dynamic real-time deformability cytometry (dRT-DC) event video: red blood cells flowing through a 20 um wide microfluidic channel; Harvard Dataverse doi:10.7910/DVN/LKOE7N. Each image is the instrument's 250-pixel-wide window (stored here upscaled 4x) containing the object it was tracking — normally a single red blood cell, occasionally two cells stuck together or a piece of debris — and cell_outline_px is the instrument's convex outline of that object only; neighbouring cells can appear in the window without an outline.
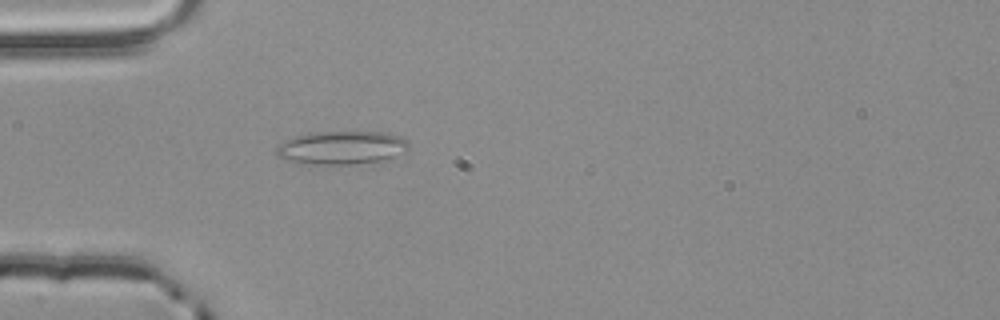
{"species": "common noctule bat (a hibernating species)", "species_latin": "Nyctalus noctula", "temperature_condition": "room temperature", "stored_images_in_passage": 38, "camera_frame_rate_fps": 3000, "um_per_image_px": 0.085, "animal": {"sex": "male", "body_mass_g": 20.4}, "frame": {"image": 1, "passage_image": 1, "time_ms": 0.0, "image_size_px": [1000, 320], "cell_outline_px": [[408, 152], [388, 160], [352, 164], [304, 164], [288, 160], [276, 156], [276, 148], [280, 144], [296, 136], [308, 132], [384, 132], [400, 136], [408, 140]], "centroid_in_image_um": [29.1, 12.56], "position_along_channel_um": 55.9, "area_um2": 26.01}}
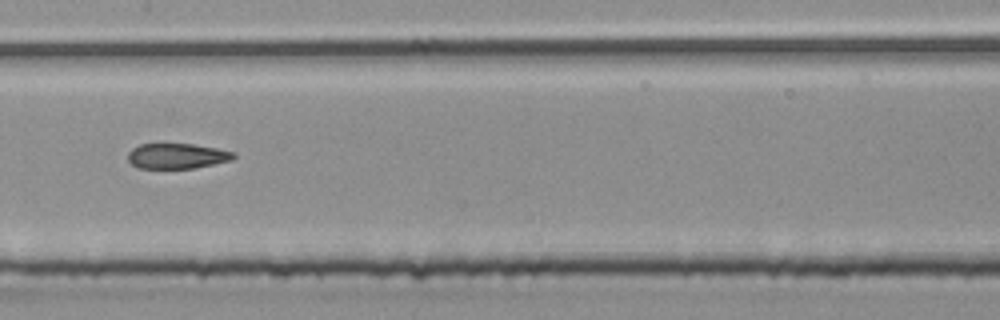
{"frame": {"image": 2, "passage_image": 12, "time_ms": 3.667, "image_size_px": [1000, 320], "cell_outline_px": [[236, 156], [232, 160], [196, 168], [140, 168], [132, 164], [128, 160], [128, 152], [132, 148], [140, 144], [164, 140], [192, 144], [216, 148], [236, 152]], "centroid_in_image_um": [15.02, 13.21], "position_along_channel_um": 192.4, "area_um2": 16.36}}
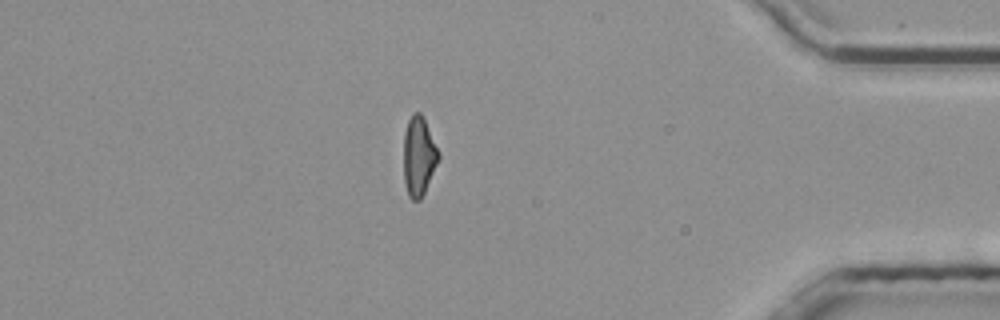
{"frame": {"image": 3, "passage_image": 31, "time_ms": 10.0, "image_size_px": [1000, 320], "cell_outline_px": [[440, 160], [420, 200], [412, 200], [408, 196], [404, 180], [404, 132], [408, 120], [412, 112], [420, 112], [424, 120], [440, 156]], "centroid_in_image_um": [35.58, 13.3], "position_along_channel_um": 399.6, "area_um2": 15.95}, "authors_computed_cell_mechanics": {"area_um2": 16.6464, "velocity_mm_per_s": 3.8898, "shape_relaxation_time_tau1_ms": null, "shape_relaxation_time_tau2_ms": 2.0281, "deformation_change_tau1": null, "deformation_change_tau2": 0.107}}